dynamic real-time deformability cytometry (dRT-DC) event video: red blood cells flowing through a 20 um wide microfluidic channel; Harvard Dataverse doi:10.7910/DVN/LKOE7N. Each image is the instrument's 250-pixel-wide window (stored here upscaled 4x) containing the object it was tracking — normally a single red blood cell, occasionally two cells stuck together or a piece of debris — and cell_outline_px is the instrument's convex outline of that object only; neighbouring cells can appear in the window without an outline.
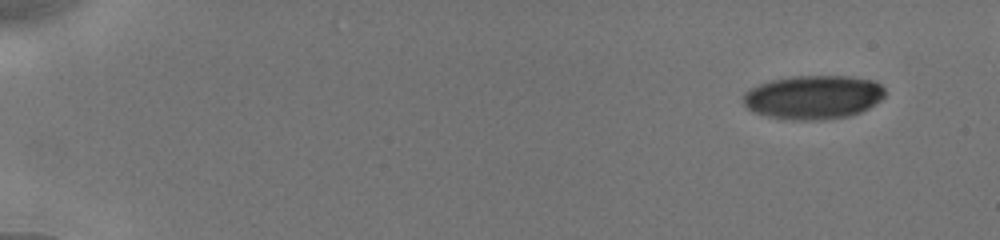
{"species": "human", "species_latin": "Homo sapiens", "temperature_condition": "cold", "stored_images_in_passage": 14, "camera_frame_rate_fps": 3000, "um_per_image_px": 0.085, "donor": {"sex": "male"}, "frame": {"image": 1, "passage_image": 1, "time_ms": 0.0, "image_size_px": [1000, 240], "cell_outline_px": [[884, 96], [880, 100], [868, 108], [860, 112], [848, 116], [820, 120], [792, 120], [768, 116], [756, 112], [748, 108], [744, 104], [744, 92], [760, 84], [772, 80], [792, 76], [848, 76], [876, 80], [884, 88]], "centroid_in_image_um": [69.16, 8.25], "position_along_channel_um": 15.8, "area_um2": 36.07}}
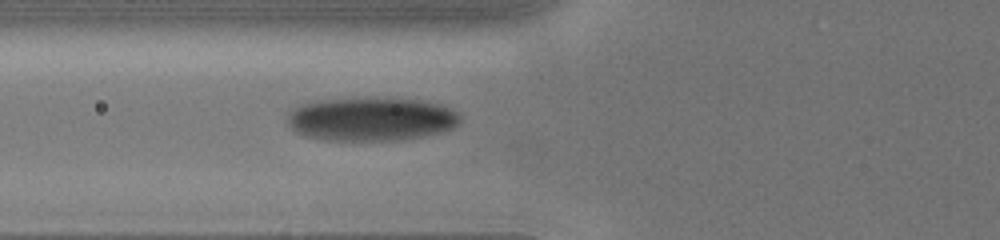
{"frame": {"image": 2, "passage_image": 14, "time_ms": 6.0, "image_size_px": [1000, 240], "cell_outline_px": [[460, 120], [452, 128], [440, 132], [420, 136], [396, 140], [320, 140], [304, 136], [296, 132], [288, 124], [288, 112], [300, 104], [320, 100], [420, 100], [440, 104], [456, 112], [460, 116]], "centroid_in_image_um": [31.49, 10.15], "position_along_channel_um": 94.3, "area_um2": 42.83}}